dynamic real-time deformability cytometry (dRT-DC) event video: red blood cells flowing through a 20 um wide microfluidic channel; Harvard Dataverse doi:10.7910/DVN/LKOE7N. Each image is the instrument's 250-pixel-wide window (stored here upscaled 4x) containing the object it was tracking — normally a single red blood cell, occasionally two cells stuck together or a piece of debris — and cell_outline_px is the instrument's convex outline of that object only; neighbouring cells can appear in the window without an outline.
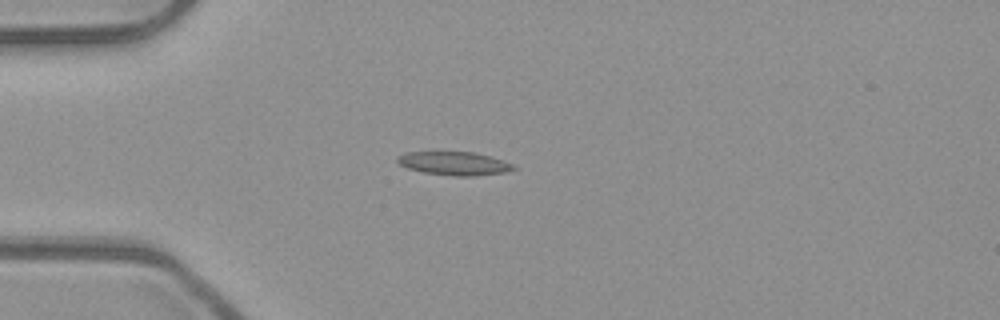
{"species": "common noctule bat (a hibernating species)", "species_latin": "Nyctalus noctula", "temperature_condition": "room temperature", "stored_images_in_passage": 10, "camera_frame_rate_fps": 3000, "um_per_image_px": 0.085, "animal": {"sex": "male", "body_mass_g": 23.1, "forearm_length_mm": 52.7}, "frame": {"image": 1, "passage_image": 1, "time_ms": 0.0, "image_size_px": [1000, 320], "cell_outline_px": [[516, 168], [508, 172], [476, 176], [452, 176], [424, 172], [408, 168], [400, 164], [396, 160], [396, 156], [408, 152], [472, 152], [488, 156], [512, 164]], "centroid_in_image_um": [38.59, 13.9], "position_along_channel_um": 46.4, "area_um2": 15.72}}
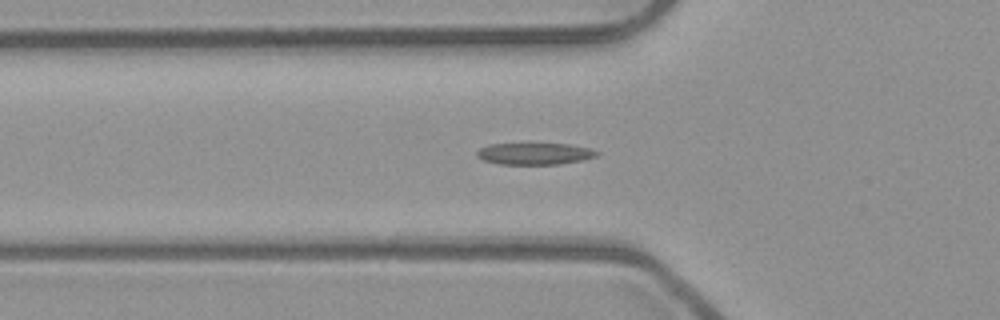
{"frame": {"image": 2, "passage_image": 5, "time_ms": 1.333, "image_size_px": [1000, 320], "cell_outline_px": [[600, 152], [596, 156], [580, 160], [560, 164], [500, 164], [484, 160], [476, 156], [476, 152], [480, 148], [492, 144], [568, 144], [592, 148]], "centroid_in_image_um": [45.46, 13.06], "position_along_channel_um": 80.3, "area_um2": 15.03}}